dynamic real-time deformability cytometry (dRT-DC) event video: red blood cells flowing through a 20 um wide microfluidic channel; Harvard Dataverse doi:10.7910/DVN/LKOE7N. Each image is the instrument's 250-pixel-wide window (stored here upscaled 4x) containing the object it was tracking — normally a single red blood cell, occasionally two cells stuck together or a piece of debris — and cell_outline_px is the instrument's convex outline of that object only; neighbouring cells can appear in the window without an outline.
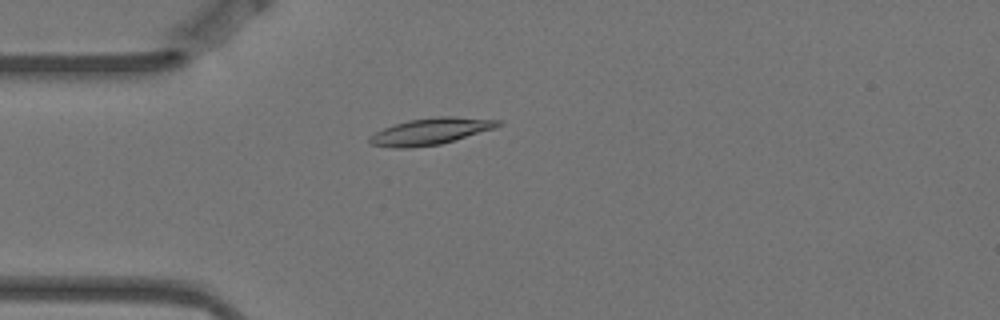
{"species": "Egyptian fruit bat (a non-hibernating species)", "species_latin": "Rousettus aegyptiacus", "temperature_condition": "warm", "stored_images_in_passage": 4, "camera_frame_rate_fps": 3000, "um_per_image_px": 0.085, "animal": {"sex": "female"}, "frame": {"image": 1, "passage_image": 4, "time_ms": 1.0, "image_size_px": [1000, 320], "cell_outline_px": [[504, 124], [496, 128], [456, 140], [440, 144], [412, 148], [392, 148], [368, 144], [368, 136], [384, 128], [408, 120], [440, 116], [452, 116], [504, 120]], "centroid_in_image_um": [36.64, 11.17], "position_along_channel_um": 48.4, "area_um2": 20.23}}